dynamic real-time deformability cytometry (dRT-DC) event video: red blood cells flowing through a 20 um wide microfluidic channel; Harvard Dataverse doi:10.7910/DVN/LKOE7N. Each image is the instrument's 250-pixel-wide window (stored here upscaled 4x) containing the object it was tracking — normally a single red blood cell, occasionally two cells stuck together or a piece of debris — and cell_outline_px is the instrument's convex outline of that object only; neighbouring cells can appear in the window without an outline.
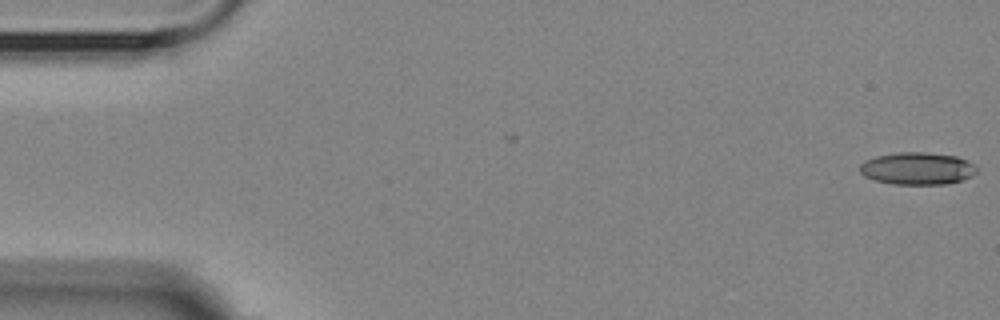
{"species": "Egyptian fruit bat (a non-hibernating species)", "species_latin": "Rousettus aegyptiacus", "temperature_condition": "room temperature", "stored_images_in_passage": 6, "camera_frame_rate_fps": 3000, "um_per_image_px": 0.085, "animal": {"sex": "female"}, "frame": {"image": 1, "passage_image": 1, "time_ms": 0.0, "image_size_px": [1000, 320], "cell_outline_px": [[976, 172], [972, 176], [964, 180], [948, 184], [892, 184], [876, 180], [864, 176], [860, 172], [860, 164], [864, 160], [876, 156], [900, 152], [924, 152], [956, 156], [972, 164], [976, 168]], "centroid_in_image_um": [77.96, 14.33], "position_along_channel_um": 7.0, "area_um2": 21.96}}